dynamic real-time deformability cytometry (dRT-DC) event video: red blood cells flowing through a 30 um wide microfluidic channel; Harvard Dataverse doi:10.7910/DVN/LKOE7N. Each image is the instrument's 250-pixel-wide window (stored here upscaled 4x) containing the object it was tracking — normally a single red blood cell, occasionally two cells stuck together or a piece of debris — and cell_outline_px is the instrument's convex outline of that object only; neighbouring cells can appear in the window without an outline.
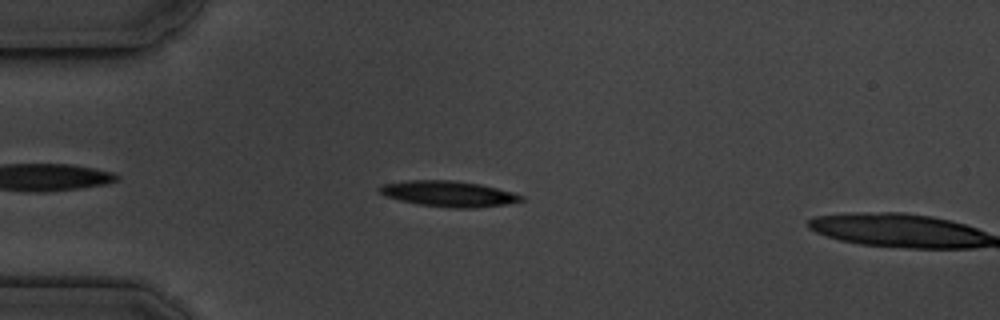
{"species": "common noctule bat (a hibernating species)", "species_latin": "Nyctalus noctula", "temperature_condition": "cold", "stored_images_in_passage": 6, "camera_frame_rate_fps": 3000, "um_per_image_px": 0.085, "animal": {"sex": "male", "body_mass_g": 19.5, "forearm_length_mm": 54.6}, "frame": {"image": 1, "passage_image": 5, "time_ms": 4.667, "image_size_px": [1000, 320], "cell_outline_px": [[524, 200], [508, 204], [476, 208], [452, 208], [420, 204], [400, 200], [388, 196], [380, 192], [376, 188], [380, 184], [408, 180], [452, 180], [480, 184], [512, 192], [524, 196]], "centroid_in_image_um": [38.14, 16.47], "position_along_channel_um": 46.9, "area_um2": 21.21}}